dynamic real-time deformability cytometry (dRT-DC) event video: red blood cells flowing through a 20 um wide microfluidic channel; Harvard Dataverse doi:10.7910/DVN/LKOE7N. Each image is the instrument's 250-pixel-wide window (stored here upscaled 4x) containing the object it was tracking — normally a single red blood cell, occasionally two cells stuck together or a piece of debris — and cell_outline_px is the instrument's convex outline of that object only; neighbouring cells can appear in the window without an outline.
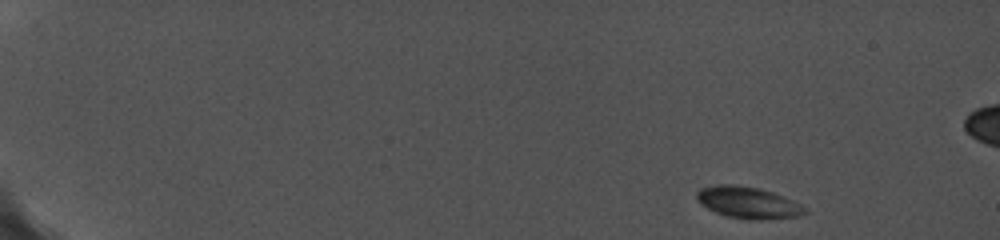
{"species": "common noctule bat (a hibernating species)", "species_latin": "Nyctalus noctula", "temperature_condition": "cold", "stored_images_in_passage": 36, "camera_frame_rate_fps": 5000, "um_per_image_px": 0.085, "animal": {"sex": "female", "body_mass_g": 19.0, "forearm_length_mm": 56.7}, "frame": {"image": 1, "passage_image": 1, "time_ms": 0.0, "image_size_px": [1000, 240], "cell_outline_px": [[808, 212], [800, 216], [760, 220], [748, 220], [728, 216], [716, 212], [700, 204], [696, 196], [696, 192], [700, 188], [716, 184], [736, 184], [760, 188], [784, 196], [808, 208]], "centroid_in_image_um": [63.6, 17.21], "position_along_channel_um": 21.4, "area_um2": 20.17}}
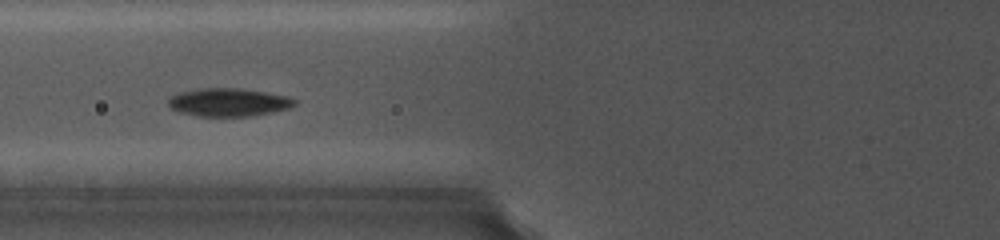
{"frame": {"image": 2, "passage_image": 17, "time_ms": 6.4, "image_size_px": [1000, 240], "cell_outline_px": [[296, 104], [288, 108], [272, 112], [252, 116], [196, 116], [180, 112], [172, 108], [168, 104], [168, 100], [172, 96], [180, 92], [204, 88], [236, 88], [264, 92], [284, 96], [296, 100]], "centroid_in_image_um": [19.41, 8.7], "position_along_channel_um": 106.4, "area_um2": 20.35}}
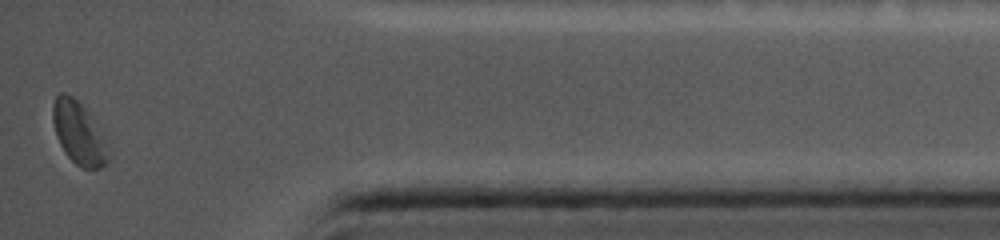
{"frame": {"image": 3, "passage_image": 36, "time_ms": 15.4, "image_size_px": [1000, 240], "cell_outline_px": [[108, 160], [100, 168], [80, 168], [64, 152], [56, 136], [52, 120], [52, 104], [56, 96], [60, 92], [64, 92], [72, 96], [84, 108], [100, 136], [108, 152]], "centroid_in_image_um": [6.59, 11.31], "position_along_channel_um": 428.6, "area_um2": 19.31}, "authors_computed_cell_mechanics": {"area_um2": 19.5364, "velocity_mm_per_s": 3.7287, "shape_relaxation_time_tau1_ms": 2.1769, "shape_relaxation_time_tau2_ms": 3.0113, "deformation_change_tau1": 0.0823, "deformation_change_tau2": 0.0395}}